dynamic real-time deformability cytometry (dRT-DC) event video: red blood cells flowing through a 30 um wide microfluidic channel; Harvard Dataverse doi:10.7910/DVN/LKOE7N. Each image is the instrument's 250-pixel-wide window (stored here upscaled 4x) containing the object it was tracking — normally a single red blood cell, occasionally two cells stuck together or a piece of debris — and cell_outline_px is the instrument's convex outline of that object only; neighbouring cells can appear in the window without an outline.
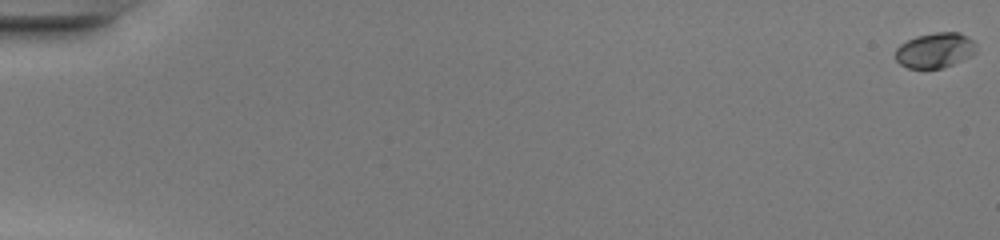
{"species": "common noctule bat (a hibernating species)", "species_latin": "Nyctalus noctula", "temperature_condition": "warm", "stored_images_in_passage": 46, "camera_frame_rate_fps": 3000, "um_per_image_px": 0.085, "animal": {"sex": "female", "body_mass_g": 20.0, "forearm_length_mm": 54.0}, "frame": {"image": 1, "passage_image": 1, "time_ms": 0.0, "image_size_px": [1000, 240], "cell_outline_px": [[976, 52], [972, 56], [944, 68], [908, 68], [900, 64], [896, 60], [896, 48], [900, 44], [916, 36], [936, 32], [960, 32], [972, 40], [976, 44]], "centroid_in_image_um": [79.49, 4.28], "position_along_channel_um": 5.5, "area_um2": 16.65}}
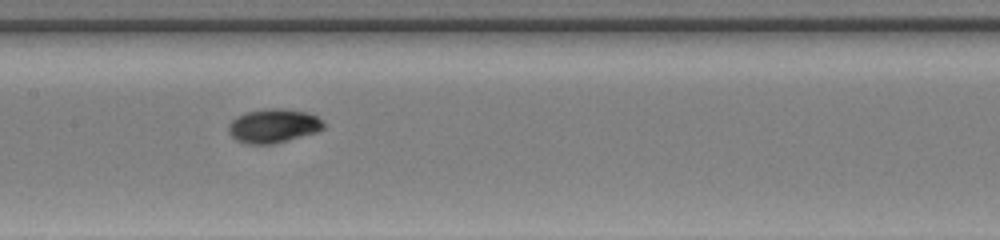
{"frame": {"image": 2, "passage_image": 27, "time_ms": 8.667, "image_size_px": [1000, 240], "cell_outline_px": [[324, 128], [316, 132], [288, 140], [272, 144], [244, 144], [236, 140], [228, 132], [228, 124], [236, 116], [244, 112], [264, 108], [284, 108], [308, 112], [316, 116], [324, 124]], "centroid_in_image_um": [23.2, 10.68], "position_along_channel_um": 184.2, "area_um2": 19.02}}
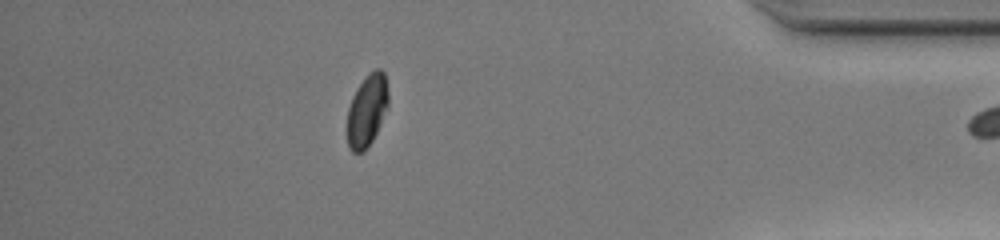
{"frame": {"image": 3, "passage_image": 45, "time_ms": 14.667, "image_size_px": [1000, 240], "cell_outline_px": [[388, 108], [372, 140], [364, 152], [352, 152], [348, 148], [348, 108], [352, 96], [356, 88], [368, 72], [376, 68], [380, 68], [384, 72], [388, 92]], "centroid_in_image_um": [31.2, 9.36], "position_along_channel_um": 404.0, "area_um2": 17.34}}